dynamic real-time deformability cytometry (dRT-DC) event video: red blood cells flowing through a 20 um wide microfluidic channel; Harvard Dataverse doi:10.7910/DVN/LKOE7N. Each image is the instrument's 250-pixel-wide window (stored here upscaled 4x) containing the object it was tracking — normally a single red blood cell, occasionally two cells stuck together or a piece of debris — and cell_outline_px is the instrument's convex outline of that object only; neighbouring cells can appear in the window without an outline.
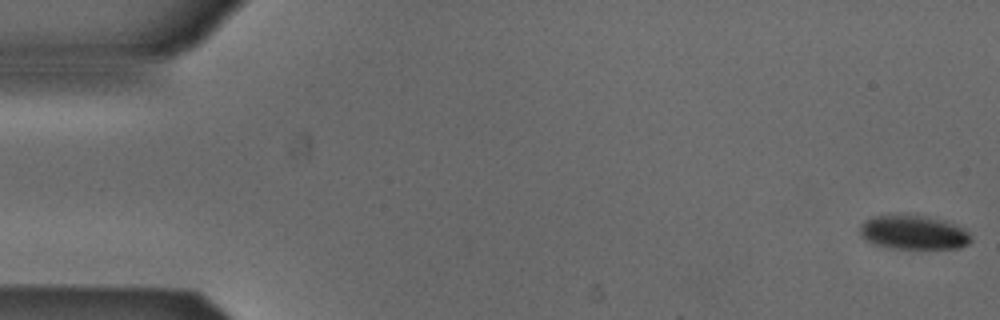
{"species": "Egyptian fruit bat (a non-hibernating species)", "species_latin": "Rousettus aegyptiacus", "temperature_condition": "cold", "stored_images_in_passage": 54, "camera_frame_rate_fps": 3000, "um_per_image_px": 0.085, "animal": {"sex": "male"}, "frame": {"image": 1, "passage_image": 1, "time_ms": 0.0, "image_size_px": [1000, 320], "cell_outline_px": [[972, 240], [968, 244], [960, 248], [896, 248], [872, 244], [860, 232], [860, 224], [864, 220], [872, 216], [896, 212], [900, 212], [924, 216], [944, 220], [956, 224], [964, 228], [968, 232]], "centroid_in_image_um": [77.64, 19.71], "position_along_channel_um": 7.4, "area_um2": 22.54}}
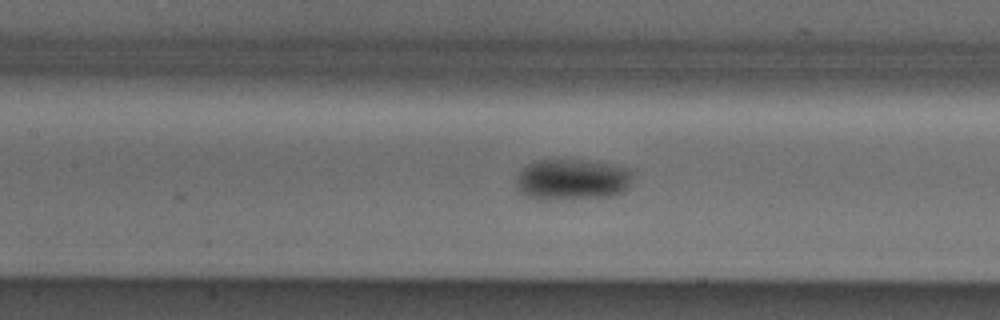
{"frame": {"image": 2, "passage_image": 24, "time_ms": 7.667, "image_size_px": [1000, 320], "cell_outline_px": [[632, 176], [628, 188], [624, 192], [612, 196], [544, 200], [536, 200], [520, 192], [516, 188], [516, 176], [520, 168], [532, 160], [596, 160], [624, 168], [632, 172]], "centroid_in_image_um": [48.58, 15.25], "position_along_channel_um": 158.8, "area_um2": 28.38}}
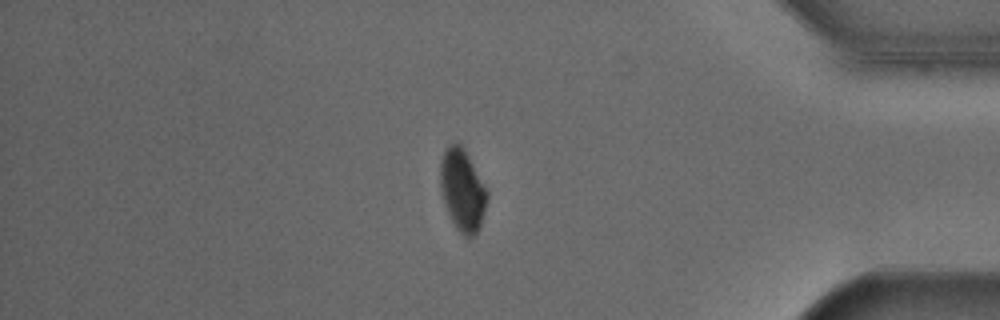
{"frame": {"image": 3, "passage_image": 45, "time_ms": 14.667, "image_size_px": [1000, 320], "cell_outline_px": [[488, 196], [480, 224], [476, 232], [468, 240], [456, 228], [448, 212], [444, 200], [440, 184], [440, 164], [444, 152], [448, 144], [456, 140], [460, 144], [468, 156], [488, 192]], "centroid_in_image_um": [39.29, 16.14], "position_along_channel_um": 395.9, "area_um2": 21.91}, "authors_computed_cell_mechanics": {"area_um2": 24.854, "velocity_mm_per_s": 3.8677, "shape_relaxation_time_tau1_ms": 2.3179, "shape_relaxation_time_tau2_ms": null, "deformation_change_tau1": 0.0654, "deformation_change_tau2": null}}